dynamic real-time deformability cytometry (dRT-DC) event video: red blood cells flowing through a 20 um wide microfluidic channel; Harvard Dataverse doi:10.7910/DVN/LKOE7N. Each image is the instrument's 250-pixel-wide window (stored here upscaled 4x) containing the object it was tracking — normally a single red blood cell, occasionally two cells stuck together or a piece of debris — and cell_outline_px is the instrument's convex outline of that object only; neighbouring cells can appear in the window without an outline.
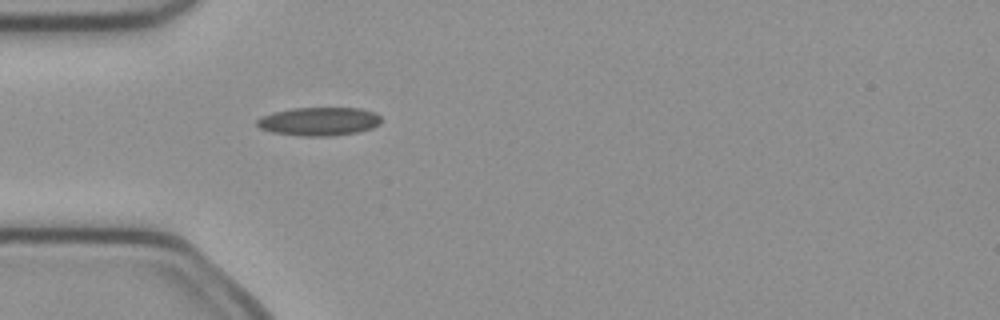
{"species": "common noctule bat (a hibernating species)", "species_latin": "Nyctalus noctula", "temperature_condition": "cold", "stored_images_in_passage": 37, "camera_frame_rate_fps": 3000, "um_per_image_px": 0.085, "animal": {"sex": "female", "body_mass_g": 21.9}, "frame": {"image": 1, "passage_image": 1, "time_ms": 0.0, "image_size_px": [1000, 320], "cell_outline_px": [[380, 124], [372, 128], [356, 132], [332, 136], [300, 136], [272, 132], [260, 128], [256, 124], [256, 120], [260, 116], [292, 108], [360, 108], [376, 112], [380, 116]], "centroid_in_image_um": [27.12, 10.32], "position_along_channel_um": 57.9, "area_um2": 20.63}}
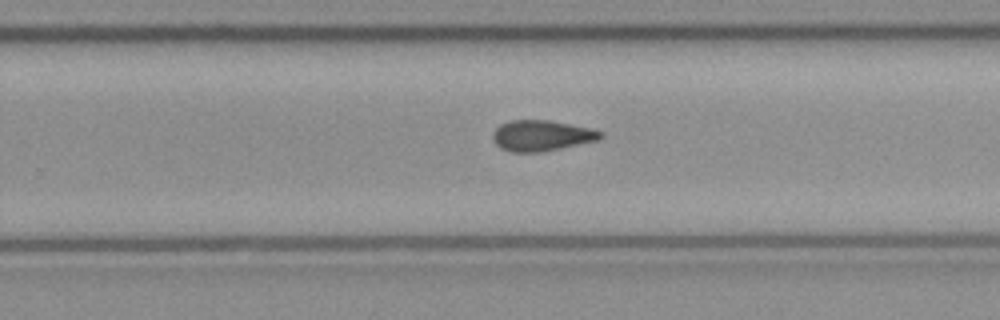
{"frame": {"image": 2, "passage_image": 18, "time_ms": 5.667, "image_size_px": [1000, 320], "cell_outline_px": [[604, 136], [600, 140], [544, 152], [508, 152], [500, 148], [492, 140], [492, 132], [500, 124], [508, 120], [548, 120], [592, 128], [604, 132]], "centroid_in_image_um": [46.04, 11.53], "position_along_channel_um": 283.8, "area_um2": 19.77}}
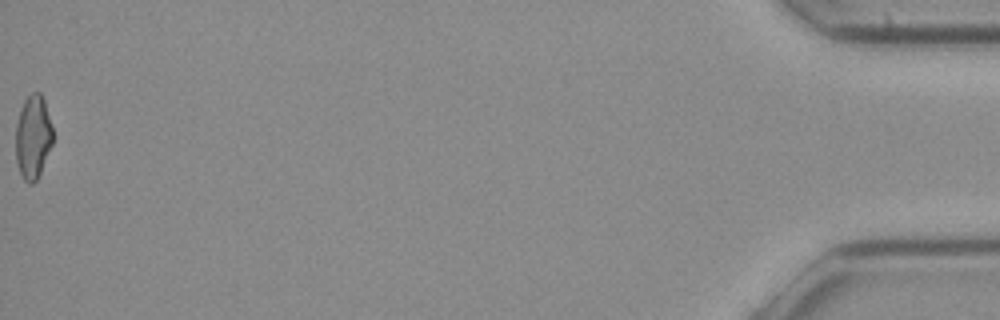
{"frame": {"image": 3, "passage_image": 37, "time_ms": 12.0, "image_size_px": [1000, 320], "cell_outline_px": [[52, 144], [40, 172], [36, 180], [32, 184], [28, 184], [24, 180], [20, 172], [16, 160], [16, 124], [20, 108], [24, 100], [32, 92], [40, 92], [44, 100], [52, 128]], "centroid_in_image_um": [2.79, 11.63], "position_along_channel_um": 432.4, "area_um2": 17.92}, "authors_computed_cell_mechanics": {"area_um2": 19.074, "velocity_mm_per_s": 4.0428, "shape_relaxation_time_tau1_ms": null, "shape_relaxation_time_tau2_ms": 5.4144, "deformation_change_tau1": null, "deformation_change_tau2": 0.1441}}